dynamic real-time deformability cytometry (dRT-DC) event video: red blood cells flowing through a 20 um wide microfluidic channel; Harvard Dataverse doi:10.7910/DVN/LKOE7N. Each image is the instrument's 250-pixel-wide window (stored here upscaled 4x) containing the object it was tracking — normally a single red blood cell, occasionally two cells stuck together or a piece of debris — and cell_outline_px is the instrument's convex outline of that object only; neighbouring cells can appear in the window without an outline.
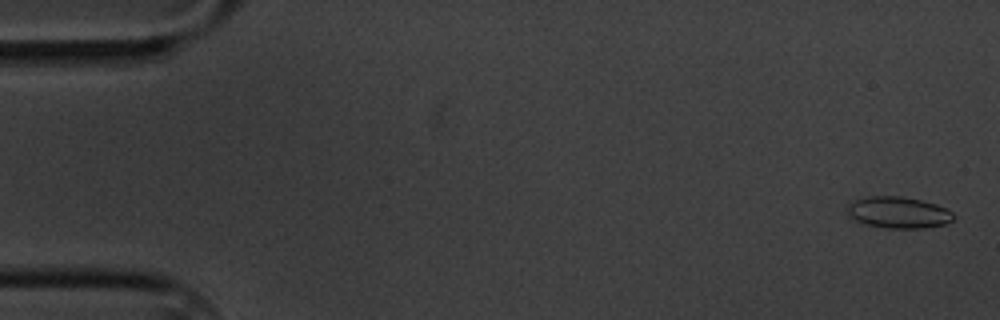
{"species": "common noctule bat (a hibernating species)", "species_latin": "Nyctalus noctula", "temperature_condition": "cold", "stored_images_in_passage": 5, "camera_frame_rate_fps": 3000, "um_per_image_px": 0.085, "animal": {"sex": "male", "body_mass_g": 20.1, "forearm_length_mm": 53.5}, "frame": {"image": 1, "passage_image": 1, "time_ms": 0.0, "image_size_px": [1000, 320], "cell_outline_px": [[956, 216], [952, 220], [944, 224], [928, 228], [888, 228], [868, 224], [856, 220], [848, 216], [848, 204], [856, 200], [868, 196], [900, 196], [920, 200], [936, 204], [952, 212]], "centroid_in_image_um": [76.38, 18.06], "position_along_channel_um": 8.6, "area_um2": 19.31}}